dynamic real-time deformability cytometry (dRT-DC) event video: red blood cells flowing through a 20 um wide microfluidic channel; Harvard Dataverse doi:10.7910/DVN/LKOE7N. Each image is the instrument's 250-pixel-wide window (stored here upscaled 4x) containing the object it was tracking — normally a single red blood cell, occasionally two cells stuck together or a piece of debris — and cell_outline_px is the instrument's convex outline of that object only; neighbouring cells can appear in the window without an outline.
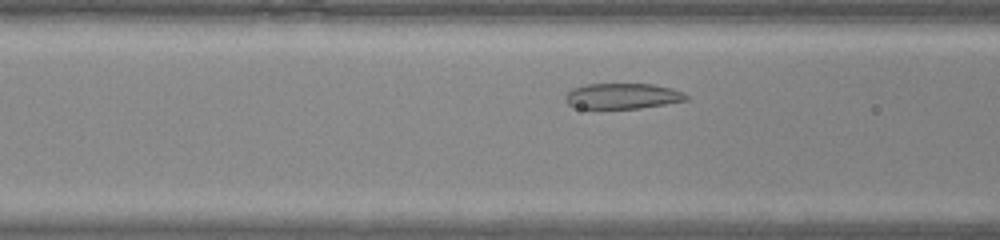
{"species": "common noctule bat (a hibernating species)", "species_latin": "Nyctalus noctula", "temperature_condition": "warm", "stored_images_in_passage": 31, "camera_frame_rate_fps": 3000, "um_per_image_px": 0.085, "animal": {"sex": "male", "body_mass_g": 20.0, "forearm_length_mm": 53.3}, "frame": {"image": 1, "passage_image": 9, "time_ms": 2.667, "image_size_px": [1000, 240], "cell_outline_px": [[688, 100], [640, 108], [580, 108], [568, 104], [564, 100], [564, 96], [572, 88], [584, 84], [652, 84], [672, 88], [684, 92], [688, 96]], "centroid_in_image_um": [52.91, 8.15], "position_along_channel_um": 113.7, "area_um2": 18.03}}
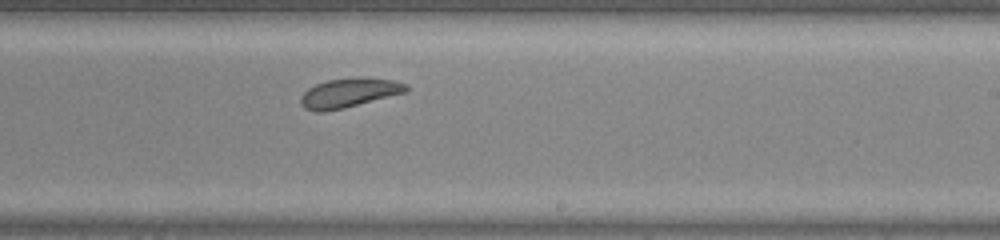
{"frame": {"image": 2, "passage_image": 19, "time_ms": 6.0, "image_size_px": [1000, 240], "cell_outline_px": [[408, 92], [344, 108], [324, 112], [316, 112], [304, 108], [300, 104], [300, 96], [308, 88], [316, 84], [328, 80], [392, 80], [408, 84]], "centroid_in_image_um": [29.62, 7.95], "position_along_channel_um": 259.4, "area_um2": 17.34}}
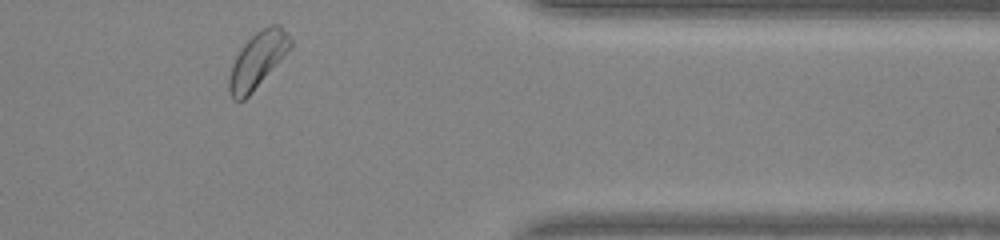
{"frame": {"image": 3, "passage_image": 29, "time_ms": 9.333, "image_size_px": [1000, 240], "cell_outline_px": [[292, 48], [252, 92], [244, 100], [232, 100], [228, 92], [228, 80], [232, 64], [236, 56], [244, 44], [260, 28], [272, 24], [280, 24], [292, 40]], "centroid_in_image_um": [21.9, 5.1], "position_along_channel_um": 389.5, "area_um2": 19.94}}